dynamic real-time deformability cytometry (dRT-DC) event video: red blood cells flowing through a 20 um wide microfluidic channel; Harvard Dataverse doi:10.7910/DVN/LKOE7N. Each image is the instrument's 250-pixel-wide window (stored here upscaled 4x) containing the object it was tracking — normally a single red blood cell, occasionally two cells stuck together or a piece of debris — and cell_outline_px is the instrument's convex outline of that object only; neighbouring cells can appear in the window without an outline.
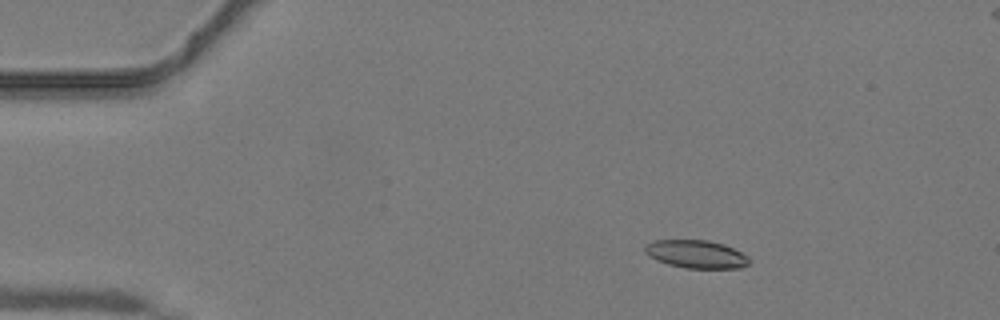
{"species": "common noctule bat (a hibernating species)", "species_latin": "Nyctalus noctula", "temperature_condition": "warm", "stored_images_in_passage": 43, "camera_frame_rate_fps": 3000, "um_per_image_px": 0.085, "animal": {"sex": "male", "body_mass_g": 19.2, "forearm_length_mm": 51.8}, "frame": {"image": 1, "passage_image": 7, "time_ms": 2.0, "image_size_px": [1000, 320], "cell_outline_px": [[752, 260], [748, 264], [740, 268], [688, 268], [668, 264], [656, 260], [648, 256], [644, 252], [644, 248], [652, 240], [708, 240], [724, 244], [748, 256]], "centroid_in_image_um": [59.18, 21.6], "position_along_channel_um": 25.8, "area_um2": 17.05}}
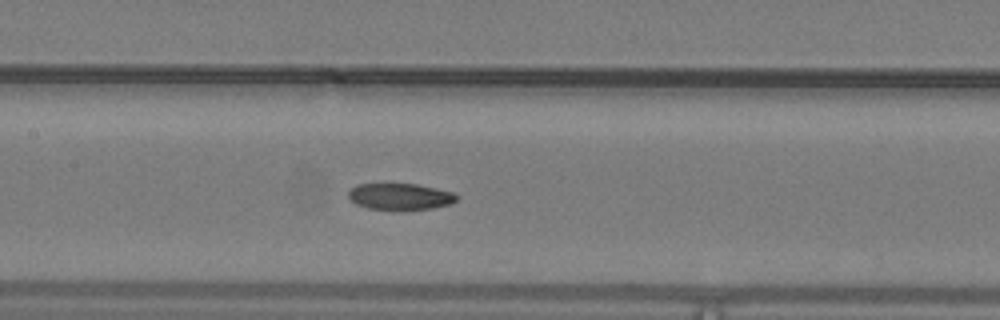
{"frame": {"image": 2, "passage_image": 21, "time_ms": 6.667, "image_size_px": [1000, 320], "cell_outline_px": [[456, 200], [448, 204], [432, 208], [368, 208], [356, 204], [348, 200], [348, 192], [356, 184], [384, 180], [416, 184], [436, 188], [452, 192], [456, 196]], "centroid_in_image_um": [33.88, 16.62], "position_along_channel_um": 173.5, "area_um2": 16.99}}
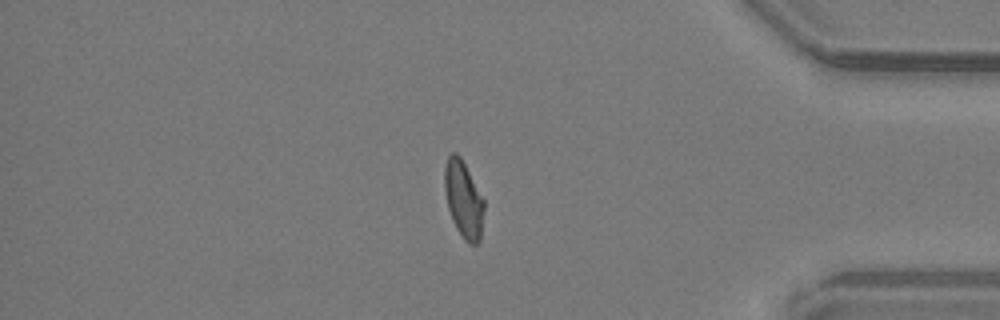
{"frame": {"image": 3, "passage_image": 37, "time_ms": 12.0, "image_size_px": [1000, 320], "cell_outline_px": [[484, 208], [480, 240], [476, 244], [468, 244], [464, 240], [456, 228], [452, 220], [448, 208], [444, 188], [444, 168], [448, 156], [452, 152], [456, 152], [460, 156], [484, 200]], "centroid_in_image_um": [39.38, 16.96], "position_along_channel_um": 395.8, "area_um2": 17.63}}